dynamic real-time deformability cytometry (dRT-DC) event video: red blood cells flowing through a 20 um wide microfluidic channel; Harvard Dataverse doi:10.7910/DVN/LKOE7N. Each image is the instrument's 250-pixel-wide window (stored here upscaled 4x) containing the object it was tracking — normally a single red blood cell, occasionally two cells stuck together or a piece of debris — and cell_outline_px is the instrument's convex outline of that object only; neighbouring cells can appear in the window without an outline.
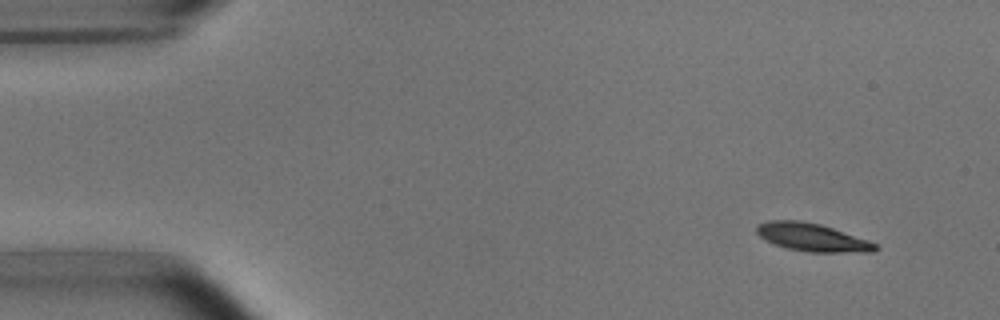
{"species": "common noctule bat (a hibernating species)", "species_latin": "Nyctalus noctula", "temperature_condition": "room temperature", "stored_images_in_passage": 5, "segment_of_instrument_passage": [1, 2], "camera_frame_rate_fps": 3000, "um_per_image_px": 0.085, "animal": {"sex": "male", "body_mass_g": 15.6}, "frame": {"image": 1, "passage_image": 1, "time_ms": 0.0, "image_size_px": [1000, 320], "cell_outline_px": [[880, 248], [872, 252], [808, 252], [788, 248], [764, 240], [756, 232], [756, 228], [760, 224], [768, 220], [800, 220], [820, 224], [868, 240], [876, 244]], "centroid_in_image_um": [69.04, 20.17], "position_along_channel_um": 16.0, "area_um2": 19.19}}